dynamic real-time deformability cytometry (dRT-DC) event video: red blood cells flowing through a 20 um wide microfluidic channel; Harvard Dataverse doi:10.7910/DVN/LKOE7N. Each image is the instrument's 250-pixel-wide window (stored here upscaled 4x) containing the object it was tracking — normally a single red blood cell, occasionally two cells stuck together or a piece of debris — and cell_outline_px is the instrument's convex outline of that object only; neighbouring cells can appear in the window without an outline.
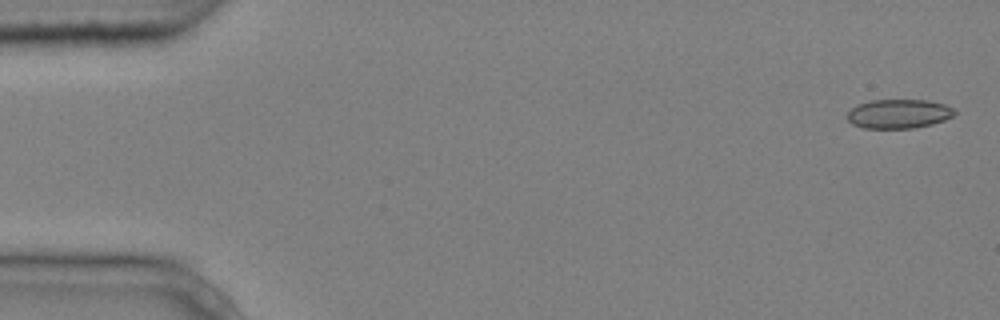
{"species": "common noctule bat (a hibernating species)", "species_latin": "Nyctalus noctula", "temperature_condition": "cold", "stored_images_in_passage": 6, "segment_of_instrument_passage": [1, 2], "camera_frame_rate_fps": 3000, "um_per_image_px": 0.085, "animal": {"sex": "male", "body_mass_g": 20.4}, "frame": {"image": 1, "passage_image": 1, "time_ms": 0.0, "image_size_px": [1000, 320], "cell_outline_px": [[956, 112], [952, 116], [944, 120], [932, 124], [912, 128], [864, 128], [852, 124], [844, 116], [856, 104], [868, 100], [928, 100], [944, 104], [952, 108]], "centroid_in_image_um": [76.34, 9.67], "position_along_channel_um": 8.7, "area_um2": 18.32}}